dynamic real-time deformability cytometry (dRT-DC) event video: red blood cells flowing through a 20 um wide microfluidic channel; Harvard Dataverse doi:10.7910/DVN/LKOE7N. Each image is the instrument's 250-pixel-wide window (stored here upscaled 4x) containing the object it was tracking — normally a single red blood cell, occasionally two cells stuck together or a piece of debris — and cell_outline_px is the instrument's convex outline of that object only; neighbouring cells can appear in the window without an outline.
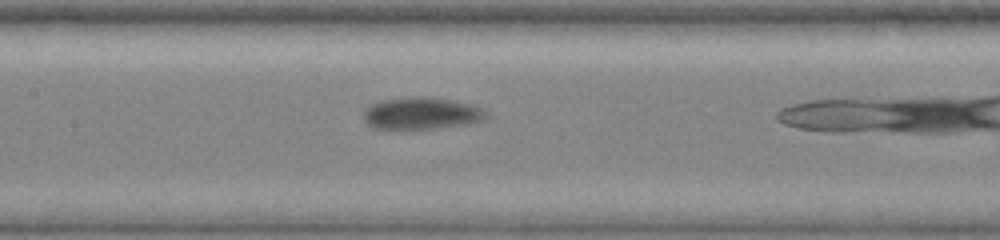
{"species": "common noctule bat (a hibernating species)", "species_latin": "Nyctalus noctula", "temperature_condition": "warm", "stored_images_in_passage": 8, "camera_frame_rate_fps": 3000, "um_per_image_px": 0.085, "animal": {"sex": "female", "body_mass_g": 19.0, "forearm_length_mm": 51.5}, "frame": {"image": 1, "passage_image": 7, "time_ms": 5.0, "image_size_px": [1000, 240], "cell_outline_px": [[488, 116], [484, 120], [468, 124], [408, 132], [400, 132], [372, 128], [364, 120], [364, 112], [372, 104], [384, 100], [416, 96], [420, 96], [448, 100], [468, 104], [480, 108]], "centroid_in_image_um": [35.75, 9.71], "position_along_channel_um": 171.6, "area_um2": 23.35}}